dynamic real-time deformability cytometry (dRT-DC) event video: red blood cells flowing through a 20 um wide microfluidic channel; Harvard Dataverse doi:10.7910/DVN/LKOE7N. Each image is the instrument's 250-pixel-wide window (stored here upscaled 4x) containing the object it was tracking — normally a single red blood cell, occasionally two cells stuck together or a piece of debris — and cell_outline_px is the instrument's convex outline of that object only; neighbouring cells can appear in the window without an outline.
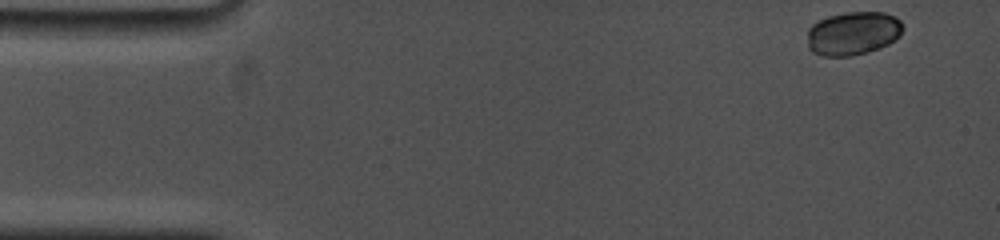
{"species": "common noctule bat (a hibernating species)", "species_latin": "Nyctalus noctula", "temperature_condition": "cold", "stored_images_in_passage": 40, "camera_frame_rate_fps": 5000, "um_per_image_px": 0.085, "animal": {"sex": "female", "body_mass_g": 19.0, "forearm_length_mm": 53.3}, "frame": {"image": 1, "passage_image": 1, "time_ms": 0.0, "image_size_px": [1000, 240], "cell_outline_px": [[904, 28], [900, 36], [888, 44], [880, 48], [868, 52], [852, 56], [824, 56], [812, 52], [808, 48], [808, 28], [812, 24], [828, 16], [848, 12], [884, 12], [900, 20], [904, 24]], "centroid_in_image_um": [72.52, 2.84], "position_along_channel_um": 12.5, "area_um2": 24.39}}
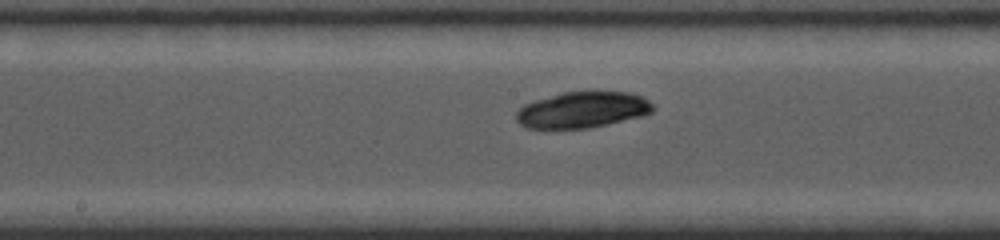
{"frame": {"image": 2, "passage_image": 23, "time_ms": 8.0, "image_size_px": [1000, 240], "cell_outline_px": [[656, 108], [652, 112], [644, 116], [588, 128], [524, 128], [516, 120], [516, 112], [524, 104], [536, 100], [564, 92], [628, 92], [640, 96], [648, 100]], "centroid_in_image_um": [49.52, 9.34], "position_along_channel_um": 198.7, "area_um2": 28.61}}
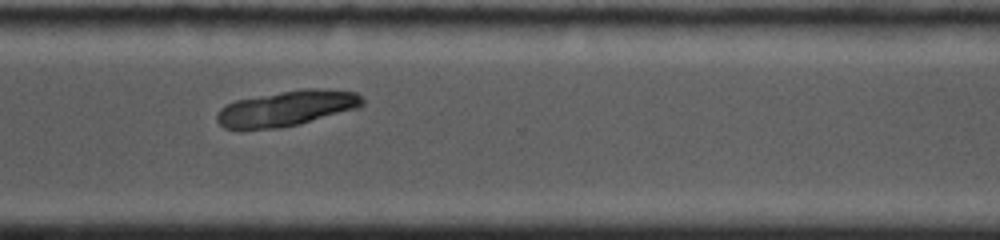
{"frame": {"image": 3, "passage_image": 39, "time_ms": 12.0, "image_size_px": [1000, 240], "cell_outline_px": [[364, 104], [360, 108], [300, 124], [280, 128], [240, 132], [224, 128], [216, 120], [216, 116], [220, 108], [236, 100], [280, 92], [304, 88], [320, 88], [356, 92], [364, 96]], "centroid_in_image_um": [24.37, 9.24], "position_along_channel_um": 346.2, "area_um2": 30.92}}